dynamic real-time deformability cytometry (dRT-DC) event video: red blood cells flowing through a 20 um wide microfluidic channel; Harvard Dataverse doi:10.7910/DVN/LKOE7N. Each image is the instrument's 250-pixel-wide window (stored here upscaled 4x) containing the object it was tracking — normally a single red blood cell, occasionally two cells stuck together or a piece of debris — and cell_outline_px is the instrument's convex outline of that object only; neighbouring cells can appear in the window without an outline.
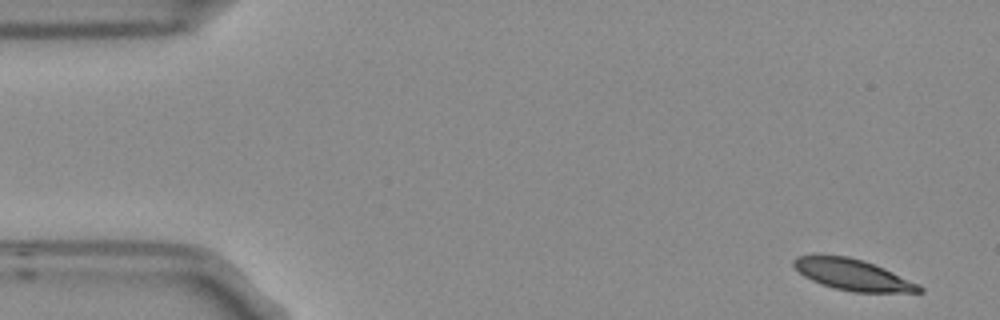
{"species": "Egyptian fruit bat (a non-hibernating species)", "species_latin": "Rousettus aegyptiacus", "temperature_condition": "room temperature", "stored_images_in_passage": 4, "camera_frame_rate_fps": 3000, "um_per_image_px": 0.085, "frame": {"image": 1, "passage_image": 1, "time_ms": 0.0, "image_size_px": [1000, 320], "cell_outline_px": [[924, 292], [852, 292], [832, 288], [820, 284], [804, 276], [792, 264], [792, 260], [796, 256], [812, 252], [848, 256], [864, 260], [884, 268], [920, 284], [924, 288]], "centroid_in_image_um": [72.42, 23.31], "position_along_channel_um": 12.6, "area_um2": 23.47}}
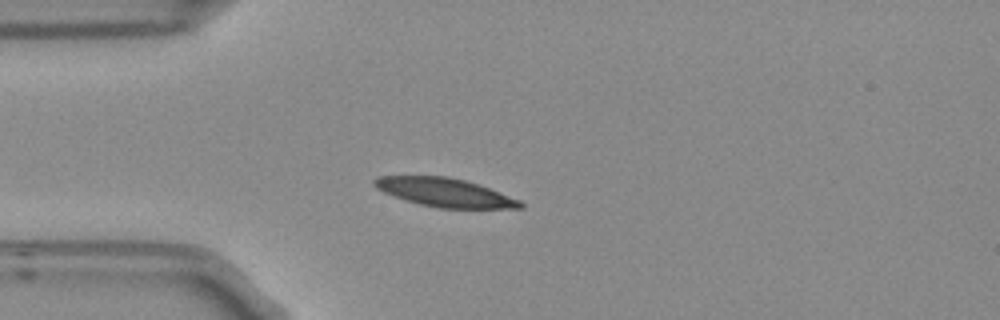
{"frame": {"image": 2, "passage_image": 4, "time_ms": 1.0, "image_size_px": [1000, 320], "cell_outline_px": [[524, 208], [440, 208], [420, 204], [384, 192], [376, 188], [372, 184], [372, 180], [376, 176], [448, 176], [464, 180], [488, 188], [520, 200], [524, 204]], "centroid_in_image_um": [37.79, 16.35], "position_along_channel_um": 47.2, "area_um2": 23.99}}